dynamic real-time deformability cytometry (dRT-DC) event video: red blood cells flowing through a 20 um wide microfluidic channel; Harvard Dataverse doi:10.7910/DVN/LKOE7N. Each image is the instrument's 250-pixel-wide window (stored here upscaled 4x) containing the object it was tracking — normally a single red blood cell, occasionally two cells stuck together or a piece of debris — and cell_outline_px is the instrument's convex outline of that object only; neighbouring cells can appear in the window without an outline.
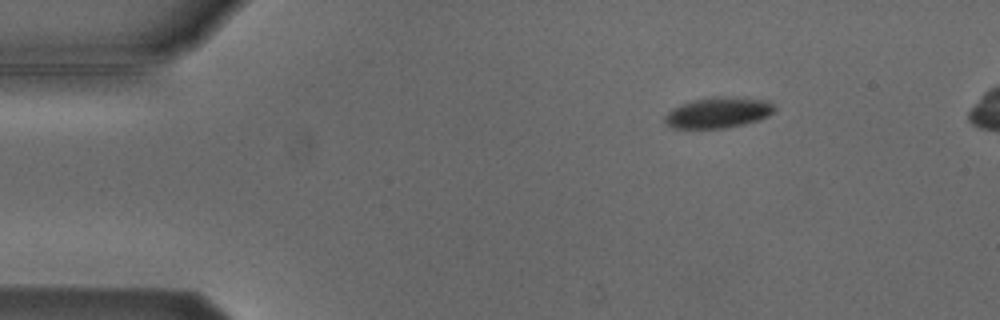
{"species": "Egyptian fruit bat (a non-hibernating species)", "species_latin": "Rousettus aegyptiacus", "temperature_condition": "cold", "stored_images_in_passage": 6, "camera_frame_rate_fps": 3000, "um_per_image_px": 0.085, "animal": {"sex": "male"}, "frame": {"image": 1, "passage_image": 2, "time_ms": 1.333, "image_size_px": [1000, 320], "cell_outline_px": [[776, 112], [768, 116], [744, 124], [724, 128], [672, 128], [664, 124], [664, 116], [672, 108], [680, 104], [692, 100], [712, 96], [724, 96], [768, 100], [776, 108]], "centroid_in_image_um": [61.02, 9.56], "position_along_channel_um": 24.0, "area_um2": 19.88}}
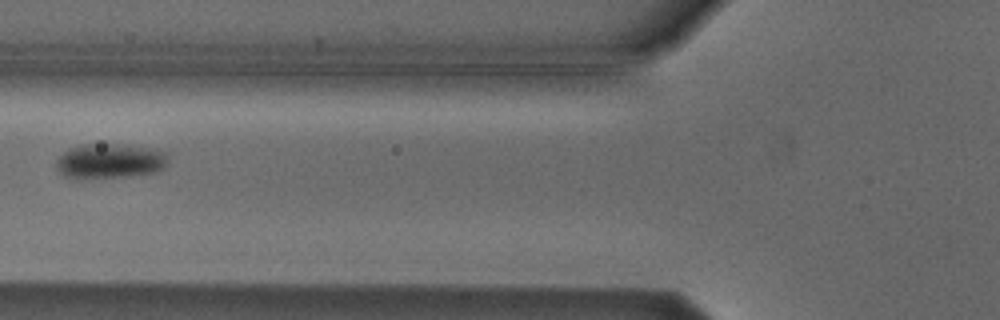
{"frame": {"image": 2, "passage_image": 6, "time_ms": 5.667, "image_size_px": [1000, 320], "cell_outline_px": [[168, 160], [164, 168], [152, 172], [120, 176], [64, 176], [56, 168], [56, 160], [68, 148], [80, 144], [124, 144], [152, 148], [164, 152], [168, 156]], "centroid_in_image_um": [9.35, 13.63], "position_along_channel_um": 116.5, "area_um2": 22.08}}